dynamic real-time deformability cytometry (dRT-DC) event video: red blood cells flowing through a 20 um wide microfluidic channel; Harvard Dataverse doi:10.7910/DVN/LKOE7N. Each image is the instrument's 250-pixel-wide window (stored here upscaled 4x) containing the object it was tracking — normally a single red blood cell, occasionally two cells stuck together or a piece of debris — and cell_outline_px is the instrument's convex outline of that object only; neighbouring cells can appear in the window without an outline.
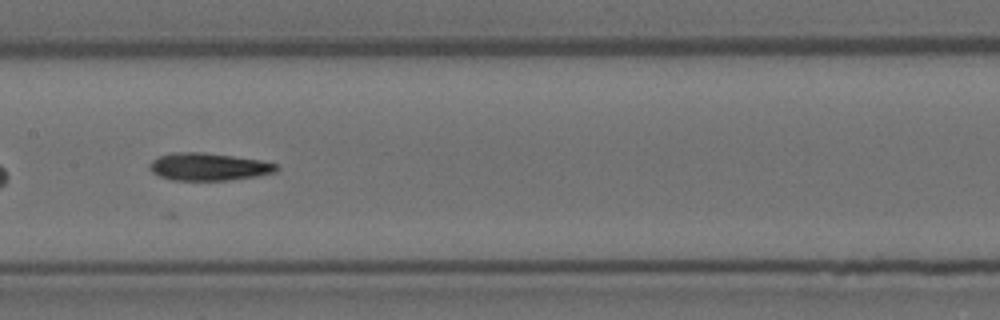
{"species": "Egyptian fruit bat (a non-hibernating species)", "species_latin": "Rousettus aegyptiacus", "temperature_condition": "room temperature", "stored_images_in_passage": 9, "camera_frame_rate_fps": 3000, "um_per_image_px": 0.085, "animal": {"sex": "female"}, "frame": {"image": 1, "passage_image": 8, "time_ms": 2.333, "image_size_px": [1000, 320], "cell_outline_px": [[280, 168], [276, 172], [256, 176], [228, 180], [172, 180], [160, 176], [152, 172], [148, 168], [148, 164], [152, 160], [160, 156], [172, 152], [200, 152], [232, 156], [260, 160], [280, 164]], "centroid_in_image_um": [17.74, 14.17], "position_along_channel_um": 189.7, "area_um2": 20.4}}
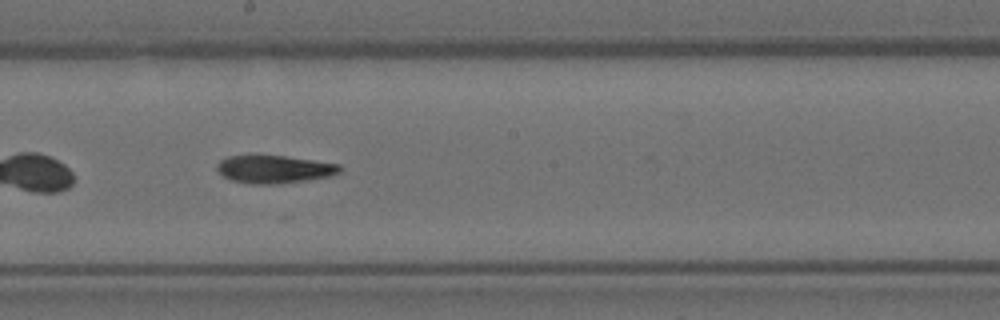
{"frame": {"image": 2, "passage_image": 9, "time_ms": 2.667, "image_size_px": [1000, 320], "cell_outline_px": [[340, 172], [328, 176], [308, 180], [276, 184], [252, 184], [232, 180], [224, 176], [216, 168], [216, 164], [220, 160], [228, 156], [252, 152], [256, 152], [340, 164]], "centroid_in_image_um": [23.23, 14.34], "position_along_channel_um": 225.0, "area_um2": 20.52}}